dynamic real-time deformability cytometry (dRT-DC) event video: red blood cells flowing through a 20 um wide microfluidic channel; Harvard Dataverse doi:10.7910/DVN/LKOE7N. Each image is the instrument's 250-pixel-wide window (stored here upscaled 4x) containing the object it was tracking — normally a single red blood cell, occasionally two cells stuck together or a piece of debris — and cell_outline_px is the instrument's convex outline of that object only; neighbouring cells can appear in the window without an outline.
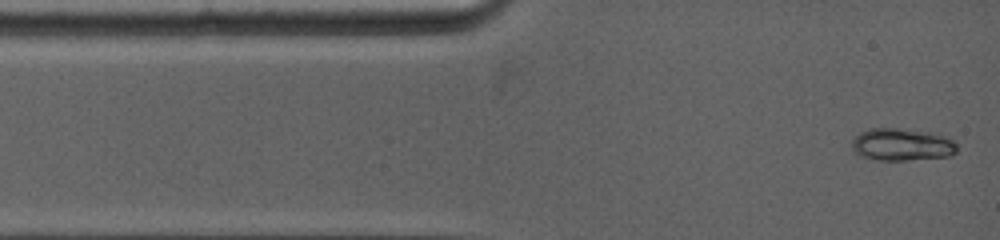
{"species": "common noctule bat (a hibernating species)", "species_latin": "Nyctalus noctula", "temperature_condition": "warm", "stored_images_in_passage": 54, "camera_frame_rate_fps": 5000, "um_per_image_px": 0.085, "animal": {"sex": "female", "body_mass_g": 19.0, "forearm_length_mm": 53.3}, "frame": {"image": 1, "passage_image": 1, "time_ms": 0.0, "image_size_px": [1000, 240], "cell_outline_px": [[956, 152], [952, 156], [904, 160], [876, 160], [860, 156], [852, 152], [852, 140], [860, 132], [868, 128], [896, 128], [932, 132], [944, 136], [952, 140], [956, 144]], "centroid_in_image_um": [76.63, 12.29], "position_along_channel_um": 8.4, "area_um2": 20.0}}
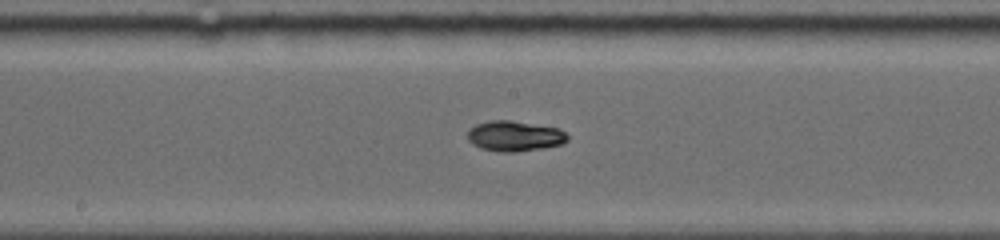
{"frame": {"image": 2, "passage_image": 20, "time_ms": 6.0, "image_size_px": [1000, 240], "cell_outline_px": [[568, 140], [564, 144], [544, 148], [516, 152], [500, 152], [480, 148], [472, 144], [468, 140], [468, 128], [476, 124], [488, 120], [508, 120], [560, 128], [568, 136]], "centroid_in_image_um": [43.74, 11.57], "position_along_channel_um": 204.5, "area_um2": 17.92}}
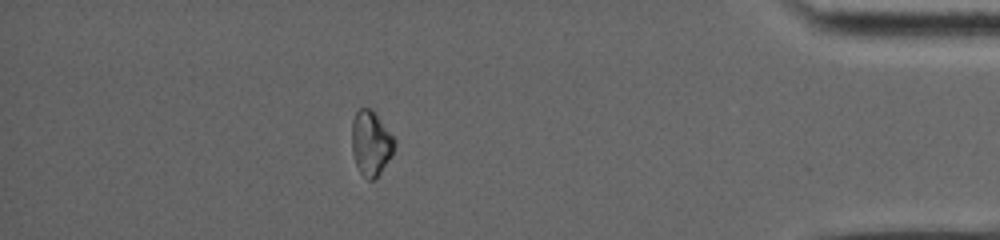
{"frame": {"image": 3, "passage_image": 41, "time_ms": 12.2, "image_size_px": [1000, 240], "cell_outline_px": [[396, 144], [392, 152], [380, 172], [372, 180], [368, 180], [360, 172], [356, 164], [352, 152], [352, 120], [356, 112], [360, 108], [368, 108], [376, 116], [396, 140]], "centroid_in_image_um": [31.5, 12.18], "position_along_channel_um": 403.7, "area_um2": 15.55}, "authors_computed_cell_mechanics": {"area_um2": 16.8487, "velocity_mm_per_s": 4.0075, "shape_relaxation_time_tau1_ms": 4.5375, "shape_relaxation_time_tau2_ms": null, "deformation_change_tau1": 0.1805, "deformation_change_tau2": null}}